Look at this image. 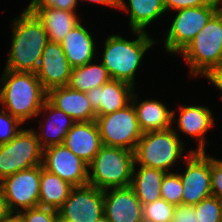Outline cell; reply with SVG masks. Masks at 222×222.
Instances as JSON below:
<instances>
[{
    "instance_id": "obj_1",
    "label": "cell",
    "mask_w": 222,
    "mask_h": 222,
    "mask_svg": "<svg viewBox=\"0 0 222 222\" xmlns=\"http://www.w3.org/2000/svg\"><path fill=\"white\" fill-rule=\"evenodd\" d=\"M6 70L36 73L48 42L42 22L28 8L14 19Z\"/></svg>"
},
{
    "instance_id": "obj_2",
    "label": "cell",
    "mask_w": 222,
    "mask_h": 222,
    "mask_svg": "<svg viewBox=\"0 0 222 222\" xmlns=\"http://www.w3.org/2000/svg\"><path fill=\"white\" fill-rule=\"evenodd\" d=\"M0 79V103L3 109L6 108L22 124L29 118L38 116L47 100V91L36 73L4 69Z\"/></svg>"
},
{
    "instance_id": "obj_3",
    "label": "cell",
    "mask_w": 222,
    "mask_h": 222,
    "mask_svg": "<svg viewBox=\"0 0 222 222\" xmlns=\"http://www.w3.org/2000/svg\"><path fill=\"white\" fill-rule=\"evenodd\" d=\"M137 35L134 41H128L122 35H111L105 40L102 64L111 79L125 81L134 86L135 73L145 52L156 42L147 31L132 30Z\"/></svg>"
},
{
    "instance_id": "obj_4",
    "label": "cell",
    "mask_w": 222,
    "mask_h": 222,
    "mask_svg": "<svg viewBox=\"0 0 222 222\" xmlns=\"http://www.w3.org/2000/svg\"><path fill=\"white\" fill-rule=\"evenodd\" d=\"M192 76L207 77L222 64V7L180 53Z\"/></svg>"
},
{
    "instance_id": "obj_5",
    "label": "cell",
    "mask_w": 222,
    "mask_h": 222,
    "mask_svg": "<svg viewBox=\"0 0 222 222\" xmlns=\"http://www.w3.org/2000/svg\"><path fill=\"white\" fill-rule=\"evenodd\" d=\"M134 151L102 145L88 169V185L100 190L131 185L134 166Z\"/></svg>"
},
{
    "instance_id": "obj_6",
    "label": "cell",
    "mask_w": 222,
    "mask_h": 222,
    "mask_svg": "<svg viewBox=\"0 0 222 222\" xmlns=\"http://www.w3.org/2000/svg\"><path fill=\"white\" fill-rule=\"evenodd\" d=\"M183 142L172 127L142 133L134 150V164L168 172L180 158L183 159Z\"/></svg>"
},
{
    "instance_id": "obj_7",
    "label": "cell",
    "mask_w": 222,
    "mask_h": 222,
    "mask_svg": "<svg viewBox=\"0 0 222 222\" xmlns=\"http://www.w3.org/2000/svg\"><path fill=\"white\" fill-rule=\"evenodd\" d=\"M42 156L36 131L22 129L10 142L0 144V182L18 171L42 165Z\"/></svg>"
},
{
    "instance_id": "obj_8",
    "label": "cell",
    "mask_w": 222,
    "mask_h": 222,
    "mask_svg": "<svg viewBox=\"0 0 222 222\" xmlns=\"http://www.w3.org/2000/svg\"><path fill=\"white\" fill-rule=\"evenodd\" d=\"M221 7V4L210 1L200 7L177 10L164 41L165 50L181 53Z\"/></svg>"
},
{
    "instance_id": "obj_9",
    "label": "cell",
    "mask_w": 222,
    "mask_h": 222,
    "mask_svg": "<svg viewBox=\"0 0 222 222\" xmlns=\"http://www.w3.org/2000/svg\"><path fill=\"white\" fill-rule=\"evenodd\" d=\"M102 145L134 151L142 137L132 102L123 109L96 117Z\"/></svg>"
},
{
    "instance_id": "obj_10",
    "label": "cell",
    "mask_w": 222,
    "mask_h": 222,
    "mask_svg": "<svg viewBox=\"0 0 222 222\" xmlns=\"http://www.w3.org/2000/svg\"><path fill=\"white\" fill-rule=\"evenodd\" d=\"M40 178L41 165H38L18 171L0 182L11 213L39 206Z\"/></svg>"
},
{
    "instance_id": "obj_11",
    "label": "cell",
    "mask_w": 222,
    "mask_h": 222,
    "mask_svg": "<svg viewBox=\"0 0 222 222\" xmlns=\"http://www.w3.org/2000/svg\"><path fill=\"white\" fill-rule=\"evenodd\" d=\"M186 171L179 174L182 181V204L196 205L212 196L211 157L206 152H193L185 155Z\"/></svg>"
},
{
    "instance_id": "obj_12",
    "label": "cell",
    "mask_w": 222,
    "mask_h": 222,
    "mask_svg": "<svg viewBox=\"0 0 222 222\" xmlns=\"http://www.w3.org/2000/svg\"><path fill=\"white\" fill-rule=\"evenodd\" d=\"M103 208L104 191L87 184L73 187L57 212L67 222H96L104 216Z\"/></svg>"
},
{
    "instance_id": "obj_13",
    "label": "cell",
    "mask_w": 222,
    "mask_h": 222,
    "mask_svg": "<svg viewBox=\"0 0 222 222\" xmlns=\"http://www.w3.org/2000/svg\"><path fill=\"white\" fill-rule=\"evenodd\" d=\"M42 167L73 187L88 184V165L64 144L43 149Z\"/></svg>"
},
{
    "instance_id": "obj_14",
    "label": "cell",
    "mask_w": 222,
    "mask_h": 222,
    "mask_svg": "<svg viewBox=\"0 0 222 222\" xmlns=\"http://www.w3.org/2000/svg\"><path fill=\"white\" fill-rule=\"evenodd\" d=\"M72 67L70 66L61 43L48 41L43 52L36 76L48 92L55 87L67 86Z\"/></svg>"
},
{
    "instance_id": "obj_15",
    "label": "cell",
    "mask_w": 222,
    "mask_h": 222,
    "mask_svg": "<svg viewBox=\"0 0 222 222\" xmlns=\"http://www.w3.org/2000/svg\"><path fill=\"white\" fill-rule=\"evenodd\" d=\"M103 215L108 222H144L142 204L131 186L104 190Z\"/></svg>"
},
{
    "instance_id": "obj_16",
    "label": "cell",
    "mask_w": 222,
    "mask_h": 222,
    "mask_svg": "<svg viewBox=\"0 0 222 222\" xmlns=\"http://www.w3.org/2000/svg\"><path fill=\"white\" fill-rule=\"evenodd\" d=\"M134 86L121 80L110 79L102 86L86 92L96 117L123 109L131 103Z\"/></svg>"
},
{
    "instance_id": "obj_17",
    "label": "cell",
    "mask_w": 222,
    "mask_h": 222,
    "mask_svg": "<svg viewBox=\"0 0 222 222\" xmlns=\"http://www.w3.org/2000/svg\"><path fill=\"white\" fill-rule=\"evenodd\" d=\"M47 100L76 122L96 120V112L84 92L68 86L55 87L47 92Z\"/></svg>"
},
{
    "instance_id": "obj_18",
    "label": "cell",
    "mask_w": 222,
    "mask_h": 222,
    "mask_svg": "<svg viewBox=\"0 0 222 222\" xmlns=\"http://www.w3.org/2000/svg\"><path fill=\"white\" fill-rule=\"evenodd\" d=\"M63 144L89 165L102 146L96 121L76 122Z\"/></svg>"
},
{
    "instance_id": "obj_19",
    "label": "cell",
    "mask_w": 222,
    "mask_h": 222,
    "mask_svg": "<svg viewBox=\"0 0 222 222\" xmlns=\"http://www.w3.org/2000/svg\"><path fill=\"white\" fill-rule=\"evenodd\" d=\"M175 112L173 110V122L177 121V130L191 137L198 138V144L193 152H205V133L214 125V118L212 111L206 106H180L179 118L175 119Z\"/></svg>"
},
{
    "instance_id": "obj_20",
    "label": "cell",
    "mask_w": 222,
    "mask_h": 222,
    "mask_svg": "<svg viewBox=\"0 0 222 222\" xmlns=\"http://www.w3.org/2000/svg\"><path fill=\"white\" fill-rule=\"evenodd\" d=\"M41 112L48 113L47 124L43 125L40 121V129L42 132L40 134L36 132L41 148L46 149L51 146L62 145L67 132L73 127L76 121L63 111L57 109L48 100L44 102L38 115H40Z\"/></svg>"
},
{
    "instance_id": "obj_21",
    "label": "cell",
    "mask_w": 222,
    "mask_h": 222,
    "mask_svg": "<svg viewBox=\"0 0 222 222\" xmlns=\"http://www.w3.org/2000/svg\"><path fill=\"white\" fill-rule=\"evenodd\" d=\"M60 43L72 68L83 66L94 59V39L81 23L76 25Z\"/></svg>"
},
{
    "instance_id": "obj_22",
    "label": "cell",
    "mask_w": 222,
    "mask_h": 222,
    "mask_svg": "<svg viewBox=\"0 0 222 222\" xmlns=\"http://www.w3.org/2000/svg\"><path fill=\"white\" fill-rule=\"evenodd\" d=\"M131 102L137 113V120L140 130L143 133L169 129L173 123V111L158 100L138 102L136 94L133 93Z\"/></svg>"
},
{
    "instance_id": "obj_23",
    "label": "cell",
    "mask_w": 222,
    "mask_h": 222,
    "mask_svg": "<svg viewBox=\"0 0 222 222\" xmlns=\"http://www.w3.org/2000/svg\"><path fill=\"white\" fill-rule=\"evenodd\" d=\"M42 22L48 41L61 42L80 23L75 11L54 8H28Z\"/></svg>"
},
{
    "instance_id": "obj_24",
    "label": "cell",
    "mask_w": 222,
    "mask_h": 222,
    "mask_svg": "<svg viewBox=\"0 0 222 222\" xmlns=\"http://www.w3.org/2000/svg\"><path fill=\"white\" fill-rule=\"evenodd\" d=\"M135 167L136 165L134 164L130 186L141 204L151 203L160 199L162 181L167 172L143 165H140L137 172Z\"/></svg>"
},
{
    "instance_id": "obj_25",
    "label": "cell",
    "mask_w": 222,
    "mask_h": 222,
    "mask_svg": "<svg viewBox=\"0 0 222 222\" xmlns=\"http://www.w3.org/2000/svg\"><path fill=\"white\" fill-rule=\"evenodd\" d=\"M126 5L124 0H119L118 9L130 13L131 31L146 32V27L166 12L162 0H129Z\"/></svg>"
},
{
    "instance_id": "obj_26",
    "label": "cell",
    "mask_w": 222,
    "mask_h": 222,
    "mask_svg": "<svg viewBox=\"0 0 222 222\" xmlns=\"http://www.w3.org/2000/svg\"><path fill=\"white\" fill-rule=\"evenodd\" d=\"M73 188L59 176L49 172L41 165L39 206L58 210L68 198Z\"/></svg>"
},
{
    "instance_id": "obj_27",
    "label": "cell",
    "mask_w": 222,
    "mask_h": 222,
    "mask_svg": "<svg viewBox=\"0 0 222 222\" xmlns=\"http://www.w3.org/2000/svg\"><path fill=\"white\" fill-rule=\"evenodd\" d=\"M111 79L102 63L92 64V61L79 67L72 68L68 87L80 92H88L102 86Z\"/></svg>"
},
{
    "instance_id": "obj_28",
    "label": "cell",
    "mask_w": 222,
    "mask_h": 222,
    "mask_svg": "<svg viewBox=\"0 0 222 222\" xmlns=\"http://www.w3.org/2000/svg\"><path fill=\"white\" fill-rule=\"evenodd\" d=\"M174 205L160 198L142 205L144 222H172Z\"/></svg>"
},
{
    "instance_id": "obj_29",
    "label": "cell",
    "mask_w": 222,
    "mask_h": 222,
    "mask_svg": "<svg viewBox=\"0 0 222 222\" xmlns=\"http://www.w3.org/2000/svg\"><path fill=\"white\" fill-rule=\"evenodd\" d=\"M194 207L198 222H221L222 201L215 196L201 200Z\"/></svg>"
},
{
    "instance_id": "obj_30",
    "label": "cell",
    "mask_w": 222,
    "mask_h": 222,
    "mask_svg": "<svg viewBox=\"0 0 222 222\" xmlns=\"http://www.w3.org/2000/svg\"><path fill=\"white\" fill-rule=\"evenodd\" d=\"M182 191L183 186L179 174L167 172L161 185V198L169 204L177 206L182 204Z\"/></svg>"
},
{
    "instance_id": "obj_31",
    "label": "cell",
    "mask_w": 222,
    "mask_h": 222,
    "mask_svg": "<svg viewBox=\"0 0 222 222\" xmlns=\"http://www.w3.org/2000/svg\"><path fill=\"white\" fill-rule=\"evenodd\" d=\"M22 123L8 113L5 109L0 110V144L10 142L21 130Z\"/></svg>"
},
{
    "instance_id": "obj_32",
    "label": "cell",
    "mask_w": 222,
    "mask_h": 222,
    "mask_svg": "<svg viewBox=\"0 0 222 222\" xmlns=\"http://www.w3.org/2000/svg\"><path fill=\"white\" fill-rule=\"evenodd\" d=\"M23 222H57V210L46 207H33L17 213Z\"/></svg>"
},
{
    "instance_id": "obj_33",
    "label": "cell",
    "mask_w": 222,
    "mask_h": 222,
    "mask_svg": "<svg viewBox=\"0 0 222 222\" xmlns=\"http://www.w3.org/2000/svg\"><path fill=\"white\" fill-rule=\"evenodd\" d=\"M77 2V0H31L27 8H54L75 11Z\"/></svg>"
},
{
    "instance_id": "obj_34",
    "label": "cell",
    "mask_w": 222,
    "mask_h": 222,
    "mask_svg": "<svg viewBox=\"0 0 222 222\" xmlns=\"http://www.w3.org/2000/svg\"><path fill=\"white\" fill-rule=\"evenodd\" d=\"M211 189L212 196L222 201V160L211 156Z\"/></svg>"
},
{
    "instance_id": "obj_35",
    "label": "cell",
    "mask_w": 222,
    "mask_h": 222,
    "mask_svg": "<svg viewBox=\"0 0 222 222\" xmlns=\"http://www.w3.org/2000/svg\"><path fill=\"white\" fill-rule=\"evenodd\" d=\"M172 222H198L194 205L179 204L175 206Z\"/></svg>"
},
{
    "instance_id": "obj_36",
    "label": "cell",
    "mask_w": 222,
    "mask_h": 222,
    "mask_svg": "<svg viewBox=\"0 0 222 222\" xmlns=\"http://www.w3.org/2000/svg\"><path fill=\"white\" fill-rule=\"evenodd\" d=\"M166 11L173 9L175 11L207 5L211 0H162Z\"/></svg>"
},
{
    "instance_id": "obj_37",
    "label": "cell",
    "mask_w": 222,
    "mask_h": 222,
    "mask_svg": "<svg viewBox=\"0 0 222 222\" xmlns=\"http://www.w3.org/2000/svg\"><path fill=\"white\" fill-rule=\"evenodd\" d=\"M208 81L222 91V64L216 67L208 76Z\"/></svg>"
},
{
    "instance_id": "obj_38",
    "label": "cell",
    "mask_w": 222,
    "mask_h": 222,
    "mask_svg": "<svg viewBox=\"0 0 222 222\" xmlns=\"http://www.w3.org/2000/svg\"><path fill=\"white\" fill-rule=\"evenodd\" d=\"M10 214L11 212L8 209L7 202L5 200L2 188L0 186V222H2Z\"/></svg>"
},
{
    "instance_id": "obj_39",
    "label": "cell",
    "mask_w": 222,
    "mask_h": 222,
    "mask_svg": "<svg viewBox=\"0 0 222 222\" xmlns=\"http://www.w3.org/2000/svg\"><path fill=\"white\" fill-rule=\"evenodd\" d=\"M79 1V0H77ZM89 2H94L102 5H107L118 9L119 0H88Z\"/></svg>"
},
{
    "instance_id": "obj_40",
    "label": "cell",
    "mask_w": 222,
    "mask_h": 222,
    "mask_svg": "<svg viewBox=\"0 0 222 222\" xmlns=\"http://www.w3.org/2000/svg\"><path fill=\"white\" fill-rule=\"evenodd\" d=\"M2 222H23V221L17 213H11Z\"/></svg>"
},
{
    "instance_id": "obj_41",
    "label": "cell",
    "mask_w": 222,
    "mask_h": 222,
    "mask_svg": "<svg viewBox=\"0 0 222 222\" xmlns=\"http://www.w3.org/2000/svg\"><path fill=\"white\" fill-rule=\"evenodd\" d=\"M96 222H108V220L103 216L101 219H99Z\"/></svg>"
},
{
    "instance_id": "obj_42",
    "label": "cell",
    "mask_w": 222,
    "mask_h": 222,
    "mask_svg": "<svg viewBox=\"0 0 222 222\" xmlns=\"http://www.w3.org/2000/svg\"><path fill=\"white\" fill-rule=\"evenodd\" d=\"M211 1L217 2L222 5V0H211Z\"/></svg>"
},
{
    "instance_id": "obj_43",
    "label": "cell",
    "mask_w": 222,
    "mask_h": 222,
    "mask_svg": "<svg viewBox=\"0 0 222 222\" xmlns=\"http://www.w3.org/2000/svg\"><path fill=\"white\" fill-rule=\"evenodd\" d=\"M57 222H67V221H65V220H62V219H60V218L58 217V220H57Z\"/></svg>"
}]
</instances>
